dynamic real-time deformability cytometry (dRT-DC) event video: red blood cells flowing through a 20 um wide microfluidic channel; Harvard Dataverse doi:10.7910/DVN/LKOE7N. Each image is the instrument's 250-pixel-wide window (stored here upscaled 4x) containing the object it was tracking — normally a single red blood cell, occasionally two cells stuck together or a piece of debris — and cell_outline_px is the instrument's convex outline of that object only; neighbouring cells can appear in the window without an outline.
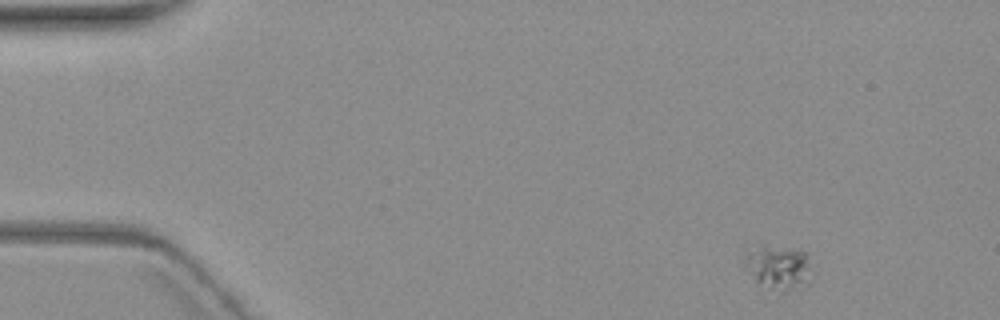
{"species": "common noctule bat (a hibernating species)", "species_latin": "Nyctalus noctula", "temperature_condition": "warm", "stored_images_in_passage": 4, "camera_frame_rate_fps": 3000, "um_per_image_px": 0.085, "animal": {"sex": "female", "body_mass_g": 19.3, "forearm_length_mm": 54.1}, "frame": {"image": 1, "passage_image": 1, "time_ms": 0.0, "image_size_px": [1000, 320], "cell_outline_px": [[816, 264], [812, 280], [808, 284], [784, 292], [780, 292], [756, 280], [744, 268], [744, 248], [764, 244], [808, 252]], "centroid_in_image_um": [66.24, 22.67], "position_along_channel_um": 18.8, "area_um2": 18.44}}